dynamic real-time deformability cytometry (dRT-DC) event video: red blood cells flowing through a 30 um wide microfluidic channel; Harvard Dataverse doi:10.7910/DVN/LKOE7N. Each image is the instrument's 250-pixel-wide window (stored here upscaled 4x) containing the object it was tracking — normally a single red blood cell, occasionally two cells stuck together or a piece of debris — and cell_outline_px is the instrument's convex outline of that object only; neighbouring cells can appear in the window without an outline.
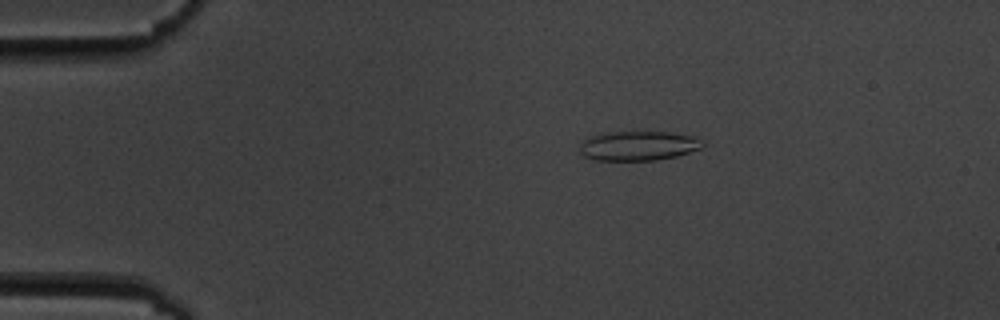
{"species": "common noctule bat (a hibernating species)", "species_latin": "Nyctalus noctula", "temperature_condition": "cold", "stored_images_in_passage": 6, "camera_frame_rate_fps": 3000, "um_per_image_px": 0.085, "animal": {"sex": "male", "body_mass_g": 19.5, "forearm_length_mm": 54.6}, "frame": {"image": 1, "passage_image": 4, "time_ms": 3.0, "image_size_px": [1000, 320], "cell_outline_px": [[704, 148], [676, 156], [656, 160], [596, 160], [584, 156], [580, 152], [580, 144], [588, 136], [604, 132], [668, 132], [692, 136], [704, 140]], "centroid_in_image_um": [54.27, 12.39], "position_along_channel_um": 30.7, "area_um2": 21.27}}